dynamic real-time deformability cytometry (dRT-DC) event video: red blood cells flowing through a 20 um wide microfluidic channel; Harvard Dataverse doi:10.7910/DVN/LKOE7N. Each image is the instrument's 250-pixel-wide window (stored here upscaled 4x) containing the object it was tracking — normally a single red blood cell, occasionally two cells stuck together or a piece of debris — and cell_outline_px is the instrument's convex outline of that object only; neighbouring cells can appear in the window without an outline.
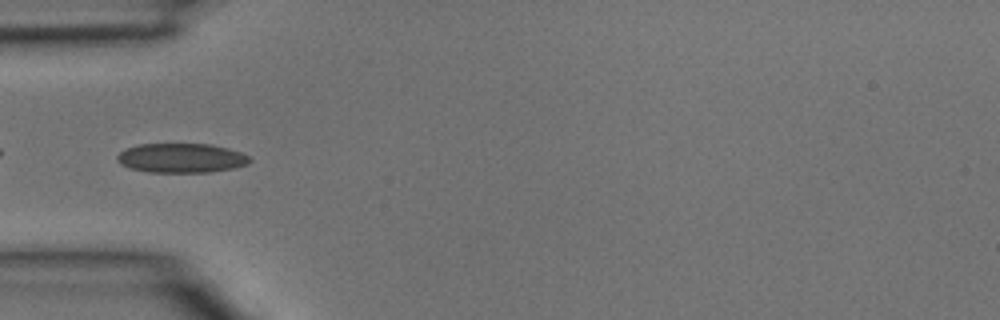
{"species": "common noctule bat (a hibernating species)", "species_latin": "Nyctalus noctula", "temperature_condition": "room temperature", "stored_images_in_passage": 5, "camera_frame_rate_fps": 3000, "um_per_image_px": 0.085, "animal": {"sex": "male", "body_mass_g": 15.6}, "frame": {"image": 1, "passage_image": 4, "time_ms": 1.0, "image_size_px": [1000, 320], "cell_outline_px": [[252, 160], [248, 164], [232, 168], [208, 172], [148, 172], [132, 168], [120, 164], [116, 160], [116, 156], [124, 148], [140, 144], [212, 144], [228, 148], [240, 152], [248, 156]], "centroid_in_image_um": [15.39, 13.42], "position_along_channel_um": 69.6, "area_um2": 22.72}}